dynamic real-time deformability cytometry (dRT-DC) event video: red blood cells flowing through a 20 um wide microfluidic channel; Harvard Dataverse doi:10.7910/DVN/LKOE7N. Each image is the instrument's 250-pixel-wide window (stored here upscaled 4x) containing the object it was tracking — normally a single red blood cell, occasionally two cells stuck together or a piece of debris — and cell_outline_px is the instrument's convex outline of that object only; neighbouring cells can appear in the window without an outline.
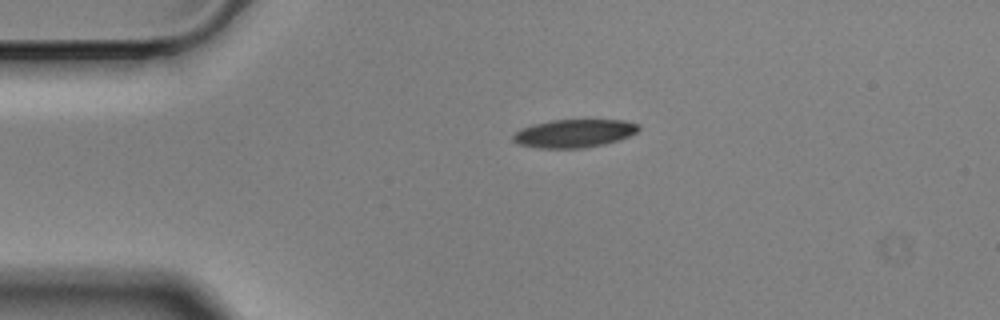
{"species": "Egyptian fruit bat (a non-hibernating species)", "species_latin": "Rousettus aegyptiacus", "temperature_condition": "cold", "stored_images_in_passage": 46, "camera_frame_rate_fps": 3000, "um_per_image_px": 0.085, "animal": {"sex": "male"}, "frame": {"image": 1, "passage_image": 1, "time_ms": 0.0, "image_size_px": [1000, 320], "cell_outline_px": [[640, 128], [636, 132], [628, 136], [604, 144], [584, 148], [540, 148], [520, 144], [512, 140], [512, 136], [520, 128], [532, 124], [552, 120], [624, 120], [640, 124]], "centroid_in_image_um": [48.79, 11.33], "position_along_channel_um": 36.2, "area_um2": 20.52}}
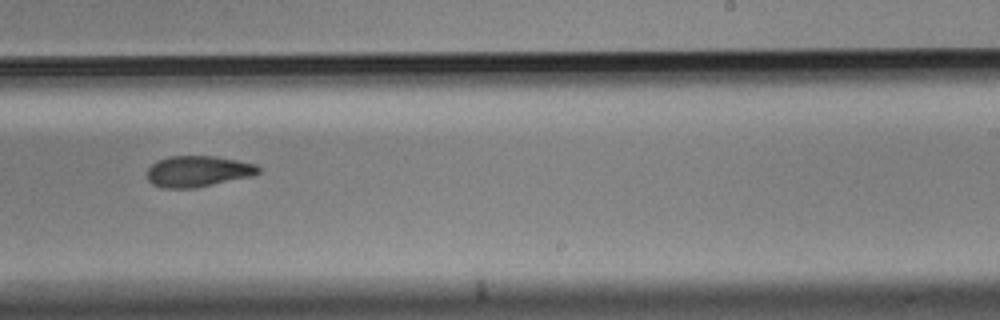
{"frame": {"image": 2, "passage_image": 24, "time_ms": 7.667, "image_size_px": [1000, 320], "cell_outline_px": [[260, 172], [252, 176], [196, 188], [160, 188], [152, 184], [148, 180], [148, 168], [152, 164], [168, 156], [216, 156], [256, 164], [260, 168]], "centroid_in_image_um": [16.83, 14.57], "position_along_channel_um": 272.2, "area_um2": 20.17}}
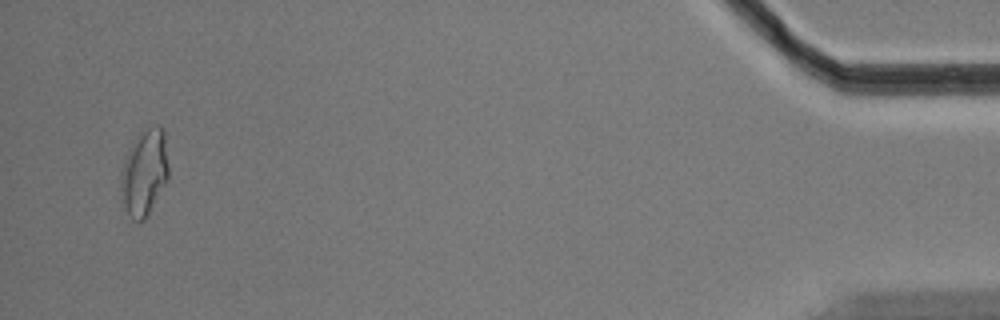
{"frame": {"image": 3, "passage_image": 44, "time_ms": 14.333, "image_size_px": [1000, 320], "cell_outline_px": [[168, 180], [148, 216], [144, 220], [132, 220], [124, 204], [120, 188], [120, 172], [128, 148], [132, 140], [140, 132], [152, 124], [160, 124], [164, 128], [168, 164]], "centroid_in_image_um": [12.28, 14.6], "position_along_channel_um": 422.9, "area_um2": 24.51}, "authors_computed_cell_mechanics": {"area_um2": 21.1259, "velocity_mm_per_s": 3.5029, "shape_relaxation_time_tau1_ms": 7.9028, "shape_relaxation_time_tau2_ms": 10.5881, "deformation_change_tau1": 0.1687, "deformation_change_tau2": 0.1792}}